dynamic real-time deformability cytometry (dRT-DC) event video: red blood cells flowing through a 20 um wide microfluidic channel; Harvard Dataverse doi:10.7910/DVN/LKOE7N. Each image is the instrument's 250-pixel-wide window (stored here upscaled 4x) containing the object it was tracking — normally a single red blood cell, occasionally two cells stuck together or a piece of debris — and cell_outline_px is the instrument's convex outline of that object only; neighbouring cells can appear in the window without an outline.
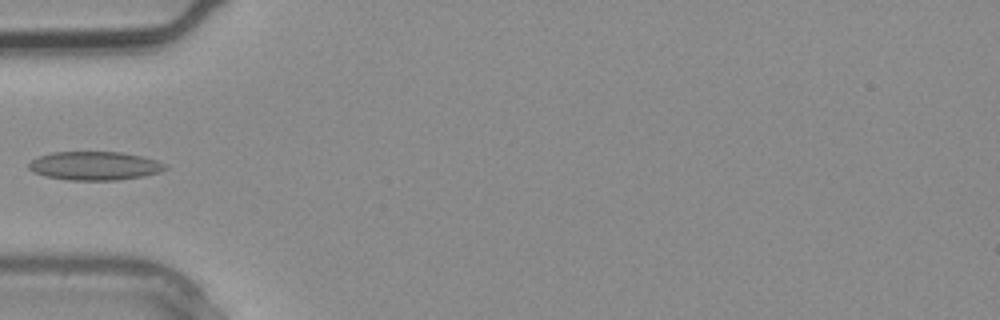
{"species": "common noctule bat (a hibernating species)", "species_latin": "Nyctalus noctula", "temperature_condition": "warm", "stored_images_in_passage": 1, "camera_frame_rate_fps": 3000, "um_per_image_px": 0.085, "animal": {"sex": "male", "body_mass_g": 20.4}, "frame": {"image": 1, "passage_image": 1, "time_ms": 0.0, "image_size_px": [1000, 320], "cell_outline_px": [[168, 168], [160, 172], [144, 176], [116, 180], [68, 180], [44, 176], [32, 172], [28, 168], [28, 164], [32, 160], [40, 156], [52, 152], [120, 152], [140, 156], [156, 160], [168, 164]], "centroid_in_image_um": [8.05, 14.1], "position_along_channel_um": 76.9, "area_um2": 22.83}}